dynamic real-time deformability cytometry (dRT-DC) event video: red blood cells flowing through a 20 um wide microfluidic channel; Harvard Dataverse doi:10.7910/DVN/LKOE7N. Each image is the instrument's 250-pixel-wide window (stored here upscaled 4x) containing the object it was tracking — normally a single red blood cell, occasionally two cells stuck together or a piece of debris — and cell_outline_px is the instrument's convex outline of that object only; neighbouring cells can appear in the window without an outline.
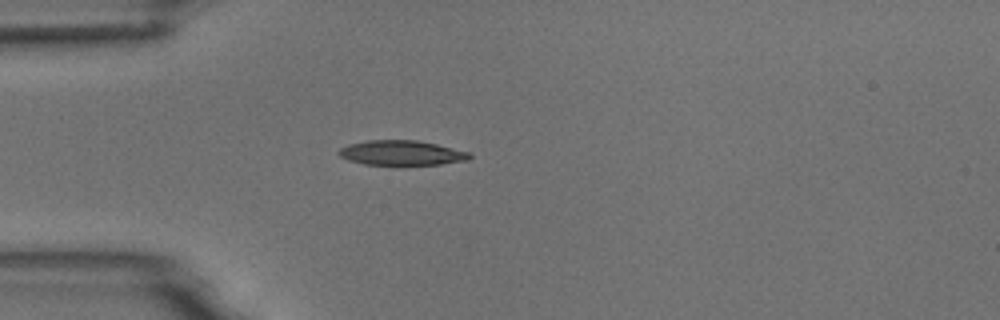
{"species": "common noctule bat (a hibernating species)", "species_latin": "Nyctalus noctula", "temperature_condition": "room temperature", "stored_images_in_passage": 5, "camera_frame_rate_fps": 3000, "um_per_image_px": 0.085, "animal": {"sex": "male", "body_mass_g": 18.8}, "frame": {"image": 1, "passage_image": 3, "time_ms": 2.667, "image_size_px": [1000, 320], "cell_outline_px": [[472, 156], [468, 160], [440, 164], [364, 164], [348, 160], [340, 156], [336, 152], [340, 148], [348, 144], [368, 140], [416, 140], [436, 144], [468, 152]], "centroid_in_image_um": [34.09, 12.98], "position_along_channel_um": 50.9, "area_um2": 18.67}}